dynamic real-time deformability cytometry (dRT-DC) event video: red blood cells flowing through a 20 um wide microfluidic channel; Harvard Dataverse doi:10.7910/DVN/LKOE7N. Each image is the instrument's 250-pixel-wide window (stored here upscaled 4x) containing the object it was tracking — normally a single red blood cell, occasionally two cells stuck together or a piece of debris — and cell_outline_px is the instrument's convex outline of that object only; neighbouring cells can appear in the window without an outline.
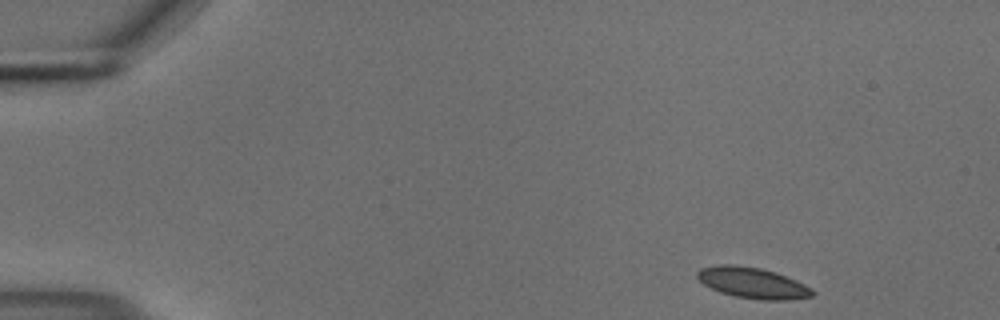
{"species": "common noctule bat (a hibernating species)", "species_latin": "Nyctalus noctula", "temperature_condition": "cold", "stored_images_in_passage": 50, "camera_frame_rate_fps": 3000, "um_per_image_px": 0.085, "animal": {"sex": "male", "body_mass_g": 18.8}, "frame": {"image": 1, "passage_image": 1, "time_ms": 0.0, "image_size_px": [1000, 320], "cell_outline_px": [[816, 292], [812, 296], [788, 300], [760, 300], [736, 296], [720, 292], [704, 284], [696, 276], [696, 272], [700, 268], [720, 264], [732, 264], [760, 268], [776, 272], [796, 280], [812, 288]], "centroid_in_image_um": [63.98, 24.04], "position_along_channel_um": 21.0, "area_um2": 20.75}}
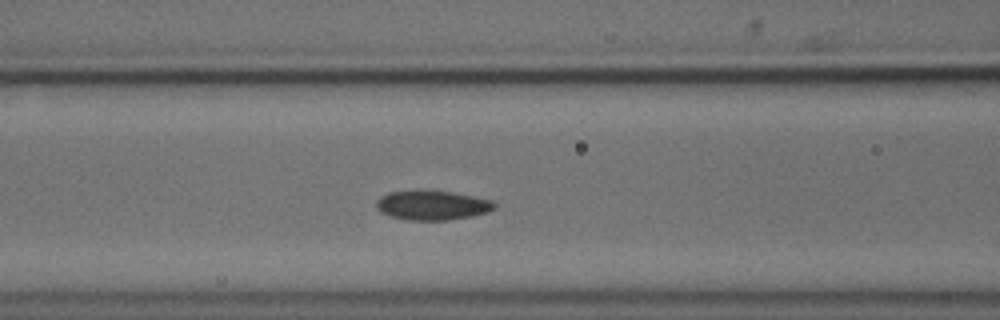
{"frame": {"image": 2, "passage_image": 18, "time_ms": 5.667, "image_size_px": [1000, 320], "cell_outline_px": [[496, 208], [488, 212], [472, 216], [448, 220], [408, 220], [388, 216], [380, 212], [376, 208], [376, 200], [380, 196], [388, 192], [452, 192], [492, 200], [496, 204]], "centroid_in_image_um": [36.74, 17.48], "position_along_channel_um": 129.9, "area_um2": 20.0}}
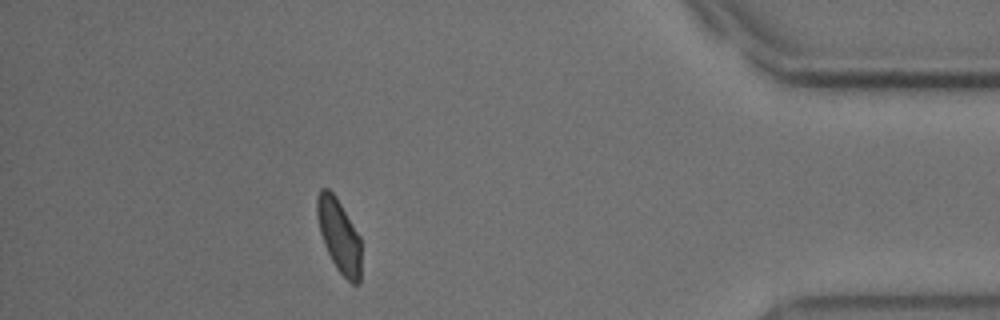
{"frame": {"image": 3, "passage_image": 44, "time_ms": 14.333, "image_size_px": [1000, 320], "cell_outline_px": [[360, 284], [352, 284], [336, 268], [324, 244], [320, 232], [316, 216], [316, 196], [320, 188], [328, 188], [336, 196], [360, 236]], "centroid_in_image_um": [28.8, 19.99], "position_along_channel_um": 406.4, "area_um2": 18.9}, "authors_computed_cell_mechanics": {"area_um2": 20.2011, "velocity_mm_per_s": 3.6625, "shape_relaxation_time_tau1_ms": 4.4904, "shape_relaxation_time_tau2_ms": 2.1684, "deformation_change_tau1": 0.1089, "deformation_change_tau2": 0.0575}}